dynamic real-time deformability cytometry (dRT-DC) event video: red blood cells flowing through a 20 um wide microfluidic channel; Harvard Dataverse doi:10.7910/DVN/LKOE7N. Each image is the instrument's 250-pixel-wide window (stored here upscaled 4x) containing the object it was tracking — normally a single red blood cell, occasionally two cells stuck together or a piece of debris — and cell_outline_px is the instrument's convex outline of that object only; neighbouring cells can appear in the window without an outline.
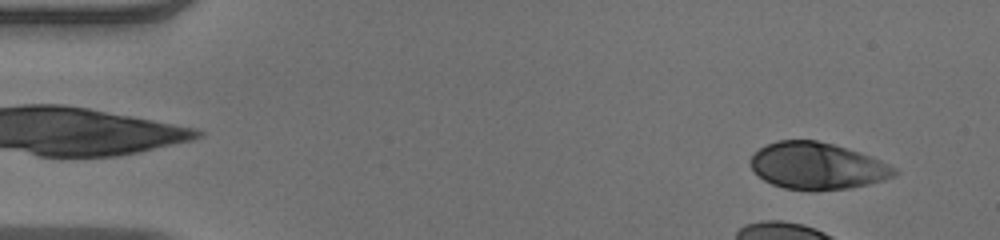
{"species": "human", "species_latin": "Homo sapiens", "temperature_condition": "warm", "stored_images_in_passage": 8, "camera_frame_rate_fps": 3000, "um_per_image_px": 0.085, "donor": {"sex": "male"}, "frame": {"image": 1, "passage_image": 3, "time_ms": 0.667, "image_size_px": [1000, 240], "cell_outline_px": [[900, 172], [896, 176], [884, 180], [868, 184], [848, 188], [816, 192], [812, 192], [784, 188], [772, 184], [764, 180], [752, 168], [748, 160], [760, 148], [776, 140], [816, 140], [832, 144], [880, 160], [896, 168]], "centroid_in_image_um": [69.46, 14.13], "position_along_channel_um": 15.5, "area_um2": 39.3}}